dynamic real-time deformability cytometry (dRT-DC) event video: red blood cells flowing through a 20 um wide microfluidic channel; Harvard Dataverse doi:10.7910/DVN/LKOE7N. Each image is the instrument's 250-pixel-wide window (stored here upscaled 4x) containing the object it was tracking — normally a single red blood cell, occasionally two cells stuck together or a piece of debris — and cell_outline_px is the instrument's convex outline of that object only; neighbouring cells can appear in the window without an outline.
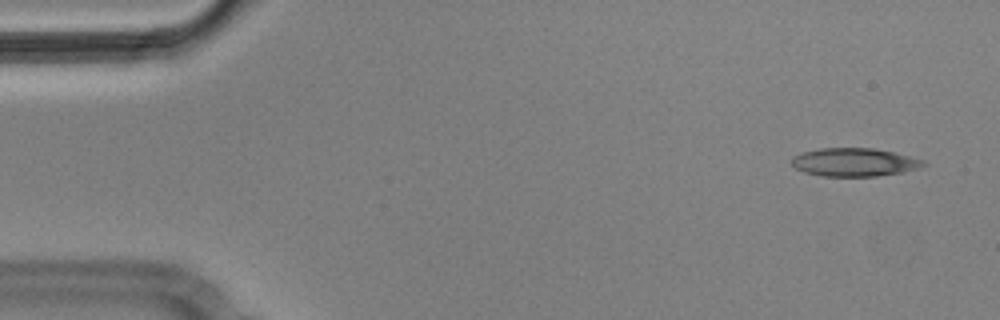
{"species": "Egyptian fruit bat (a non-hibernating species)", "species_latin": "Rousettus aegyptiacus", "temperature_condition": "cold", "stored_images_in_passage": 4, "camera_frame_rate_fps": 3000, "um_per_image_px": 0.085, "animal": {"sex": "male"}, "frame": {"image": 1, "passage_image": 1, "time_ms": 0.0, "image_size_px": [1000, 320], "cell_outline_px": [[928, 164], [916, 168], [900, 172], [876, 176], [820, 176], [804, 172], [796, 168], [792, 164], [792, 156], [804, 152], [820, 148], [872, 148], [892, 152], [924, 160]], "centroid_in_image_um": [72.58, 13.79], "position_along_channel_um": 12.4, "area_um2": 21.44}}
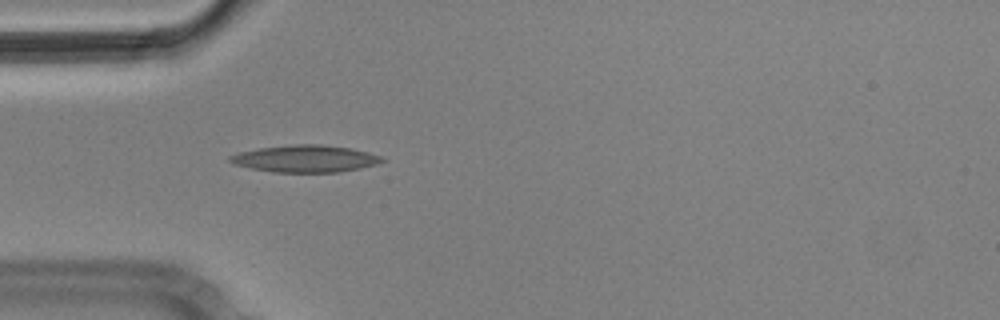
{"frame": {"image": 2, "passage_image": 4, "time_ms": 1.0, "image_size_px": [1000, 320], "cell_outline_px": [[384, 160], [376, 164], [360, 168], [340, 172], [272, 172], [252, 168], [236, 164], [228, 160], [228, 156], [240, 152], [260, 148], [296, 144], [320, 144], [352, 148], [368, 152], [380, 156]], "centroid_in_image_um": [25.96, 13.48], "position_along_channel_um": 59.0, "area_um2": 23.76}}